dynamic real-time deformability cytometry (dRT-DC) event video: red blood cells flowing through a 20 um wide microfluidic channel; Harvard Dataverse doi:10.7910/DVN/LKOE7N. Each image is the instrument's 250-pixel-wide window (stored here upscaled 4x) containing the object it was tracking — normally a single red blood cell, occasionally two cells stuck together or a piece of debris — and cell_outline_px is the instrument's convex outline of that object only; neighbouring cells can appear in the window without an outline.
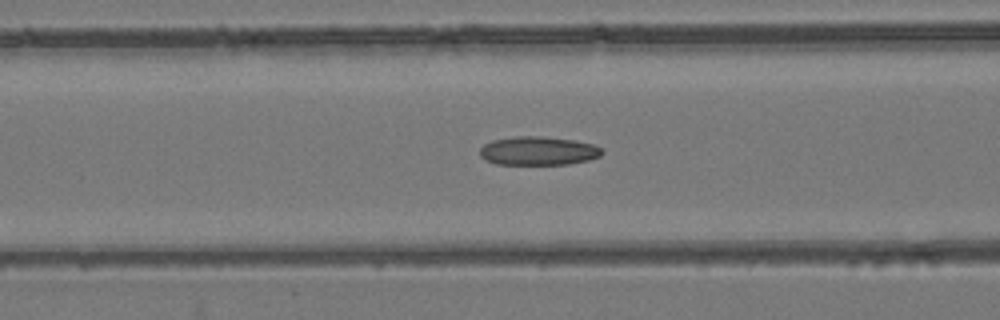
{"species": "common noctule bat (a hibernating species)", "species_latin": "Nyctalus noctula", "temperature_condition": "room temperature", "stored_images_in_passage": 51, "camera_frame_rate_fps": 3000, "um_per_image_px": 0.085, "animal": {"sex": "female", "body_mass_g": 24.6, "forearm_length_mm": 56.2}, "frame": {"image": 1, "passage_image": 23, "time_ms": 7.333, "image_size_px": [1000, 320], "cell_outline_px": [[604, 152], [600, 156], [588, 160], [568, 164], [496, 164], [484, 160], [480, 156], [480, 148], [484, 144], [492, 140], [516, 136], [544, 136], [576, 140], [592, 144], [600, 148]], "centroid_in_image_um": [45.73, 12.82], "position_along_channel_um": 120.9, "area_um2": 20.52}}
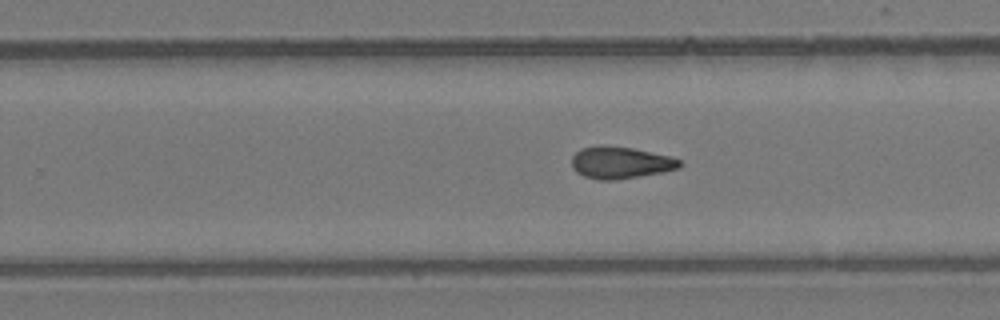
{"frame": {"image": 2, "passage_image": 35, "time_ms": 11.333, "image_size_px": [1000, 320], "cell_outline_px": [[680, 168], [660, 172], [616, 180], [600, 180], [584, 176], [576, 172], [572, 168], [572, 156], [580, 148], [600, 144], [604, 144], [632, 148], [672, 156], [680, 160]], "centroid_in_image_um": [52.7, 13.8], "position_along_channel_um": 277.1, "area_um2": 20.23}}
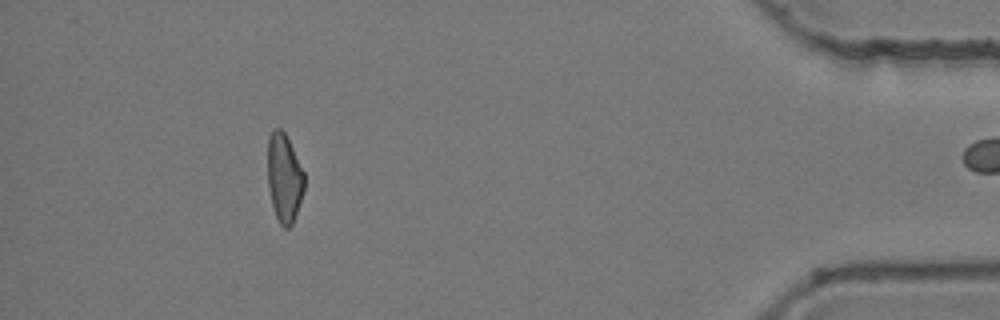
{"frame": {"image": 3, "passage_image": 50, "time_ms": 16.333, "image_size_px": [1000, 320], "cell_outline_px": [[304, 188], [292, 224], [288, 228], [284, 228], [280, 224], [276, 216], [272, 204], [268, 188], [268, 136], [272, 128], [280, 128], [284, 132], [304, 172]], "centroid_in_image_um": [24.14, 15.09], "position_along_channel_um": 411.1, "area_um2": 18.67}}